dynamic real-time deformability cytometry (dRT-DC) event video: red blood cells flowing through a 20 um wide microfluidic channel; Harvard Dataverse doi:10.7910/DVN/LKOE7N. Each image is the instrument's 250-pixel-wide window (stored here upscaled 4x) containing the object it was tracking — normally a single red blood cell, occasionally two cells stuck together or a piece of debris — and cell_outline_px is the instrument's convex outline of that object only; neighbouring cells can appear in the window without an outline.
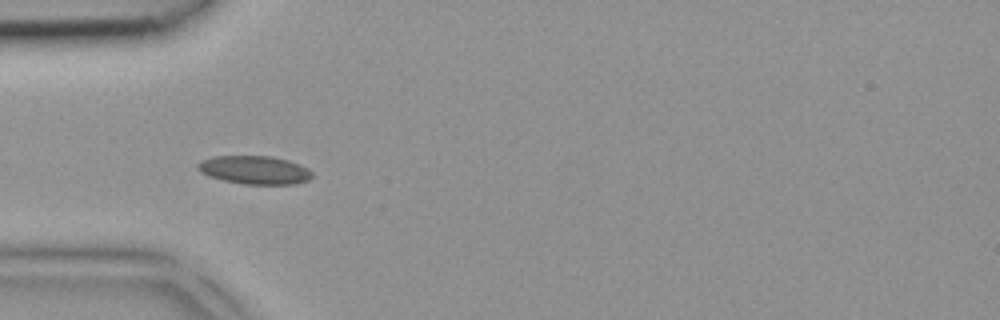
{"species": "common noctule bat (a hibernating species)", "species_latin": "Nyctalus noctula", "temperature_condition": "room temperature", "stored_images_in_passage": 5, "camera_frame_rate_fps": 3000, "um_per_image_px": 0.085, "animal": {"sex": "female", "body_mass_g": 18.4}, "frame": {"image": 1, "passage_image": 3, "time_ms": 0.667, "image_size_px": [1000, 320], "cell_outline_px": [[312, 176], [308, 180], [296, 184], [244, 184], [224, 180], [208, 176], [200, 172], [196, 168], [196, 164], [200, 160], [212, 156], [272, 156], [288, 160], [300, 164], [308, 168], [312, 172]], "centroid_in_image_um": [21.62, 14.44], "position_along_channel_um": 63.4, "area_um2": 19.07}}
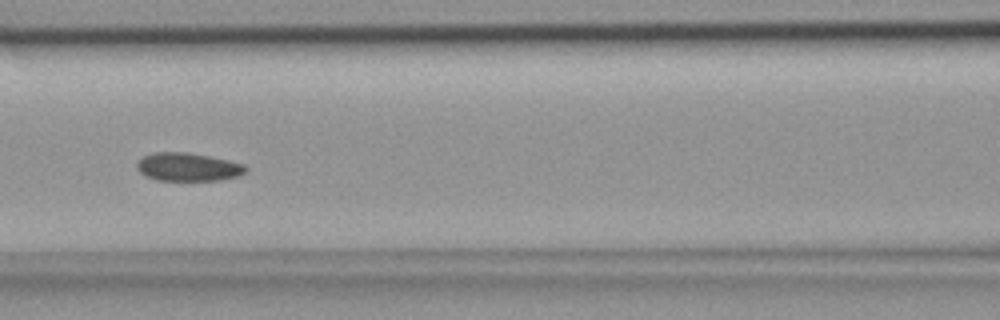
{"frame": {"image": 2, "passage_image": 5, "time_ms": 1.333, "image_size_px": [1000, 320], "cell_outline_px": [[248, 172], [236, 176], [220, 180], [156, 180], [140, 172], [136, 168], [136, 164], [144, 156], [152, 152], [188, 152], [228, 160], [244, 164], [248, 168]], "centroid_in_image_um": [16.0, 14.19], "position_along_channel_um": 150.6, "area_um2": 17.86}}